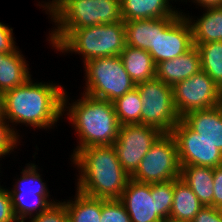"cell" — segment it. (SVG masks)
<instances>
[{
    "mask_svg": "<svg viewBox=\"0 0 222 222\" xmlns=\"http://www.w3.org/2000/svg\"><path fill=\"white\" fill-rule=\"evenodd\" d=\"M66 90L52 83H34L31 77L22 85L4 92L2 116L9 123L49 129L63 115Z\"/></svg>",
    "mask_w": 222,
    "mask_h": 222,
    "instance_id": "cell-1",
    "label": "cell"
},
{
    "mask_svg": "<svg viewBox=\"0 0 222 222\" xmlns=\"http://www.w3.org/2000/svg\"><path fill=\"white\" fill-rule=\"evenodd\" d=\"M72 162L81 171L76 190L91 197L120 199L131 179L118 160L114 145L81 149Z\"/></svg>",
    "mask_w": 222,
    "mask_h": 222,
    "instance_id": "cell-2",
    "label": "cell"
},
{
    "mask_svg": "<svg viewBox=\"0 0 222 222\" xmlns=\"http://www.w3.org/2000/svg\"><path fill=\"white\" fill-rule=\"evenodd\" d=\"M82 96L72 104L67 103L69 99L66 92L63 97V112L68 108L66 114L80 139L71 158L90 146L113 145L120 128L113 102L85 93ZM67 104L71 106L67 107Z\"/></svg>",
    "mask_w": 222,
    "mask_h": 222,
    "instance_id": "cell-3",
    "label": "cell"
},
{
    "mask_svg": "<svg viewBox=\"0 0 222 222\" xmlns=\"http://www.w3.org/2000/svg\"><path fill=\"white\" fill-rule=\"evenodd\" d=\"M51 45L60 52L81 54L84 63L95 58L119 56L126 46L124 21L63 30Z\"/></svg>",
    "mask_w": 222,
    "mask_h": 222,
    "instance_id": "cell-4",
    "label": "cell"
},
{
    "mask_svg": "<svg viewBox=\"0 0 222 222\" xmlns=\"http://www.w3.org/2000/svg\"><path fill=\"white\" fill-rule=\"evenodd\" d=\"M41 6L58 25L51 31L49 43L63 30L122 21L120 0H52Z\"/></svg>",
    "mask_w": 222,
    "mask_h": 222,
    "instance_id": "cell-5",
    "label": "cell"
},
{
    "mask_svg": "<svg viewBox=\"0 0 222 222\" xmlns=\"http://www.w3.org/2000/svg\"><path fill=\"white\" fill-rule=\"evenodd\" d=\"M174 180L140 183L130 179L119 199L131 222H169Z\"/></svg>",
    "mask_w": 222,
    "mask_h": 222,
    "instance_id": "cell-6",
    "label": "cell"
},
{
    "mask_svg": "<svg viewBox=\"0 0 222 222\" xmlns=\"http://www.w3.org/2000/svg\"><path fill=\"white\" fill-rule=\"evenodd\" d=\"M84 67V92L95 98L113 102L136 87L119 56L95 58L84 63Z\"/></svg>",
    "mask_w": 222,
    "mask_h": 222,
    "instance_id": "cell-7",
    "label": "cell"
},
{
    "mask_svg": "<svg viewBox=\"0 0 222 222\" xmlns=\"http://www.w3.org/2000/svg\"><path fill=\"white\" fill-rule=\"evenodd\" d=\"M136 88L143 104L141 124L171 133L181 120L174 105L172 87L155 77L137 84Z\"/></svg>",
    "mask_w": 222,
    "mask_h": 222,
    "instance_id": "cell-8",
    "label": "cell"
},
{
    "mask_svg": "<svg viewBox=\"0 0 222 222\" xmlns=\"http://www.w3.org/2000/svg\"><path fill=\"white\" fill-rule=\"evenodd\" d=\"M178 150L171 133H162L143 157L131 179L140 183H159L180 178Z\"/></svg>",
    "mask_w": 222,
    "mask_h": 222,
    "instance_id": "cell-9",
    "label": "cell"
},
{
    "mask_svg": "<svg viewBox=\"0 0 222 222\" xmlns=\"http://www.w3.org/2000/svg\"><path fill=\"white\" fill-rule=\"evenodd\" d=\"M174 105L182 118L195 110H207L221 104V89L204 71L172 87Z\"/></svg>",
    "mask_w": 222,
    "mask_h": 222,
    "instance_id": "cell-10",
    "label": "cell"
},
{
    "mask_svg": "<svg viewBox=\"0 0 222 222\" xmlns=\"http://www.w3.org/2000/svg\"><path fill=\"white\" fill-rule=\"evenodd\" d=\"M157 18V40L148 53L157 65L186 53L193 46L192 28L186 15Z\"/></svg>",
    "mask_w": 222,
    "mask_h": 222,
    "instance_id": "cell-11",
    "label": "cell"
},
{
    "mask_svg": "<svg viewBox=\"0 0 222 222\" xmlns=\"http://www.w3.org/2000/svg\"><path fill=\"white\" fill-rule=\"evenodd\" d=\"M162 132L150 125L125 124L120 126L113 144L123 169L132 176L141 160Z\"/></svg>",
    "mask_w": 222,
    "mask_h": 222,
    "instance_id": "cell-12",
    "label": "cell"
},
{
    "mask_svg": "<svg viewBox=\"0 0 222 222\" xmlns=\"http://www.w3.org/2000/svg\"><path fill=\"white\" fill-rule=\"evenodd\" d=\"M175 139L180 166H207L215 168L222 165V152L214 144L204 140L182 119L171 131Z\"/></svg>",
    "mask_w": 222,
    "mask_h": 222,
    "instance_id": "cell-13",
    "label": "cell"
},
{
    "mask_svg": "<svg viewBox=\"0 0 222 222\" xmlns=\"http://www.w3.org/2000/svg\"><path fill=\"white\" fill-rule=\"evenodd\" d=\"M201 70L200 54L194 45L186 53L158 63L156 65V78L173 87Z\"/></svg>",
    "mask_w": 222,
    "mask_h": 222,
    "instance_id": "cell-14",
    "label": "cell"
},
{
    "mask_svg": "<svg viewBox=\"0 0 222 222\" xmlns=\"http://www.w3.org/2000/svg\"><path fill=\"white\" fill-rule=\"evenodd\" d=\"M201 138L214 144L222 152V105L195 110L181 118Z\"/></svg>",
    "mask_w": 222,
    "mask_h": 222,
    "instance_id": "cell-15",
    "label": "cell"
},
{
    "mask_svg": "<svg viewBox=\"0 0 222 222\" xmlns=\"http://www.w3.org/2000/svg\"><path fill=\"white\" fill-rule=\"evenodd\" d=\"M170 0H120L123 21L178 16L181 12L169 5Z\"/></svg>",
    "mask_w": 222,
    "mask_h": 222,
    "instance_id": "cell-16",
    "label": "cell"
},
{
    "mask_svg": "<svg viewBox=\"0 0 222 222\" xmlns=\"http://www.w3.org/2000/svg\"><path fill=\"white\" fill-rule=\"evenodd\" d=\"M203 204L180 178L174 179L173 203L169 222H192Z\"/></svg>",
    "mask_w": 222,
    "mask_h": 222,
    "instance_id": "cell-17",
    "label": "cell"
},
{
    "mask_svg": "<svg viewBox=\"0 0 222 222\" xmlns=\"http://www.w3.org/2000/svg\"><path fill=\"white\" fill-rule=\"evenodd\" d=\"M119 57L136 85L156 77V65L148 51L126 45Z\"/></svg>",
    "mask_w": 222,
    "mask_h": 222,
    "instance_id": "cell-18",
    "label": "cell"
},
{
    "mask_svg": "<svg viewBox=\"0 0 222 222\" xmlns=\"http://www.w3.org/2000/svg\"><path fill=\"white\" fill-rule=\"evenodd\" d=\"M29 70L17 49L12 53L0 52V90L4 93L24 84L31 77Z\"/></svg>",
    "mask_w": 222,
    "mask_h": 222,
    "instance_id": "cell-19",
    "label": "cell"
},
{
    "mask_svg": "<svg viewBox=\"0 0 222 222\" xmlns=\"http://www.w3.org/2000/svg\"><path fill=\"white\" fill-rule=\"evenodd\" d=\"M180 179L198 197L203 206H213V168L207 166H181Z\"/></svg>",
    "mask_w": 222,
    "mask_h": 222,
    "instance_id": "cell-20",
    "label": "cell"
},
{
    "mask_svg": "<svg viewBox=\"0 0 222 222\" xmlns=\"http://www.w3.org/2000/svg\"><path fill=\"white\" fill-rule=\"evenodd\" d=\"M197 20L188 15L194 44L222 41V7L207 8ZM190 18V19H189Z\"/></svg>",
    "mask_w": 222,
    "mask_h": 222,
    "instance_id": "cell-21",
    "label": "cell"
},
{
    "mask_svg": "<svg viewBox=\"0 0 222 222\" xmlns=\"http://www.w3.org/2000/svg\"><path fill=\"white\" fill-rule=\"evenodd\" d=\"M9 193L13 212L18 222H24L26 218L28 219V216L29 218L37 216L46 211L51 205L57 203V201L47 199L50 195H37V192L22 191Z\"/></svg>",
    "mask_w": 222,
    "mask_h": 222,
    "instance_id": "cell-22",
    "label": "cell"
},
{
    "mask_svg": "<svg viewBox=\"0 0 222 222\" xmlns=\"http://www.w3.org/2000/svg\"><path fill=\"white\" fill-rule=\"evenodd\" d=\"M126 45L149 51L157 40V18L124 21Z\"/></svg>",
    "mask_w": 222,
    "mask_h": 222,
    "instance_id": "cell-23",
    "label": "cell"
},
{
    "mask_svg": "<svg viewBox=\"0 0 222 222\" xmlns=\"http://www.w3.org/2000/svg\"><path fill=\"white\" fill-rule=\"evenodd\" d=\"M74 201H64L68 222H101L102 199L76 190Z\"/></svg>",
    "mask_w": 222,
    "mask_h": 222,
    "instance_id": "cell-24",
    "label": "cell"
},
{
    "mask_svg": "<svg viewBox=\"0 0 222 222\" xmlns=\"http://www.w3.org/2000/svg\"><path fill=\"white\" fill-rule=\"evenodd\" d=\"M194 45L200 54L202 71L206 72L222 91V41Z\"/></svg>",
    "mask_w": 222,
    "mask_h": 222,
    "instance_id": "cell-25",
    "label": "cell"
},
{
    "mask_svg": "<svg viewBox=\"0 0 222 222\" xmlns=\"http://www.w3.org/2000/svg\"><path fill=\"white\" fill-rule=\"evenodd\" d=\"M113 105L120 126L125 124H141L143 104L136 87L113 101Z\"/></svg>",
    "mask_w": 222,
    "mask_h": 222,
    "instance_id": "cell-26",
    "label": "cell"
},
{
    "mask_svg": "<svg viewBox=\"0 0 222 222\" xmlns=\"http://www.w3.org/2000/svg\"><path fill=\"white\" fill-rule=\"evenodd\" d=\"M22 175L18 179L15 184V188H13L9 192H37V195H49L48 189L45 183L41 179L40 173H38V169L35 164H28L25 169L22 170Z\"/></svg>",
    "mask_w": 222,
    "mask_h": 222,
    "instance_id": "cell-27",
    "label": "cell"
},
{
    "mask_svg": "<svg viewBox=\"0 0 222 222\" xmlns=\"http://www.w3.org/2000/svg\"><path fill=\"white\" fill-rule=\"evenodd\" d=\"M101 222H131V219L119 199H102Z\"/></svg>",
    "mask_w": 222,
    "mask_h": 222,
    "instance_id": "cell-28",
    "label": "cell"
},
{
    "mask_svg": "<svg viewBox=\"0 0 222 222\" xmlns=\"http://www.w3.org/2000/svg\"><path fill=\"white\" fill-rule=\"evenodd\" d=\"M7 123L6 119L0 115V158L14 151V147L20 142L16 130Z\"/></svg>",
    "mask_w": 222,
    "mask_h": 222,
    "instance_id": "cell-29",
    "label": "cell"
},
{
    "mask_svg": "<svg viewBox=\"0 0 222 222\" xmlns=\"http://www.w3.org/2000/svg\"><path fill=\"white\" fill-rule=\"evenodd\" d=\"M30 222H68V213L63 202L51 205L46 211L33 216Z\"/></svg>",
    "mask_w": 222,
    "mask_h": 222,
    "instance_id": "cell-30",
    "label": "cell"
},
{
    "mask_svg": "<svg viewBox=\"0 0 222 222\" xmlns=\"http://www.w3.org/2000/svg\"><path fill=\"white\" fill-rule=\"evenodd\" d=\"M0 222H18L12 208L8 189L0 186Z\"/></svg>",
    "mask_w": 222,
    "mask_h": 222,
    "instance_id": "cell-31",
    "label": "cell"
},
{
    "mask_svg": "<svg viewBox=\"0 0 222 222\" xmlns=\"http://www.w3.org/2000/svg\"><path fill=\"white\" fill-rule=\"evenodd\" d=\"M12 33V28L0 22V52L12 53L18 49Z\"/></svg>",
    "mask_w": 222,
    "mask_h": 222,
    "instance_id": "cell-32",
    "label": "cell"
},
{
    "mask_svg": "<svg viewBox=\"0 0 222 222\" xmlns=\"http://www.w3.org/2000/svg\"><path fill=\"white\" fill-rule=\"evenodd\" d=\"M192 222H222V209L204 206Z\"/></svg>",
    "mask_w": 222,
    "mask_h": 222,
    "instance_id": "cell-33",
    "label": "cell"
},
{
    "mask_svg": "<svg viewBox=\"0 0 222 222\" xmlns=\"http://www.w3.org/2000/svg\"><path fill=\"white\" fill-rule=\"evenodd\" d=\"M213 207L222 209V165L213 168Z\"/></svg>",
    "mask_w": 222,
    "mask_h": 222,
    "instance_id": "cell-34",
    "label": "cell"
},
{
    "mask_svg": "<svg viewBox=\"0 0 222 222\" xmlns=\"http://www.w3.org/2000/svg\"><path fill=\"white\" fill-rule=\"evenodd\" d=\"M193 2L205 9L222 7V0H193Z\"/></svg>",
    "mask_w": 222,
    "mask_h": 222,
    "instance_id": "cell-35",
    "label": "cell"
},
{
    "mask_svg": "<svg viewBox=\"0 0 222 222\" xmlns=\"http://www.w3.org/2000/svg\"><path fill=\"white\" fill-rule=\"evenodd\" d=\"M3 100H4V93L0 90V115L3 112Z\"/></svg>",
    "mask_w": 222,
    "mask_h": 222,
    "instance_id": "cell-36",
    "label": "cell"
}]
</instances>
